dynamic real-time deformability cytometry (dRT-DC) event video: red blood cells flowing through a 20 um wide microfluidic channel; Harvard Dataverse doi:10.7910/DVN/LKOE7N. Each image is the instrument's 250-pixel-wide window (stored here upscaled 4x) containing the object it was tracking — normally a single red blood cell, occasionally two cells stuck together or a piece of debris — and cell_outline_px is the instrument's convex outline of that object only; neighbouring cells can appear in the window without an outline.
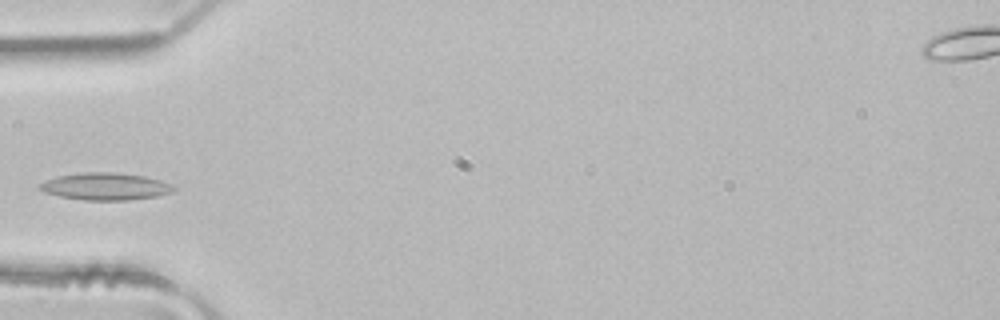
{"species": "common noctule bat (a hibernating species)", "species_latin": "Nyctalus noctula", "temperature_condition": "room temperature", "stored_images_in_passage": 3, "camera_frame_rate_fps": 3000, "um_per_image_px": 0.085, "animal": {"sex": "male", "body_mass_g": 21.5, "forearm_length_mm": 52.0}, "frame": {"image": 1, "passage_image": 3, "time_ms": 0.667, "image_size_px": [1000, 320], "cell_outline_px": [[176, 192], [156, 196], [128, 200], [84, 200], [60, 196], [44, 192], [36, 188], [36, 184], [44, 180], [56, 176], [84, 172], [112, 172], [144, 176], [160, 180], [172, 184], [176, 188]], "centroid_in_image_um": [8.93, 15.84], "position_along_channel_um": 76.1, "area_um2": 21.5}}